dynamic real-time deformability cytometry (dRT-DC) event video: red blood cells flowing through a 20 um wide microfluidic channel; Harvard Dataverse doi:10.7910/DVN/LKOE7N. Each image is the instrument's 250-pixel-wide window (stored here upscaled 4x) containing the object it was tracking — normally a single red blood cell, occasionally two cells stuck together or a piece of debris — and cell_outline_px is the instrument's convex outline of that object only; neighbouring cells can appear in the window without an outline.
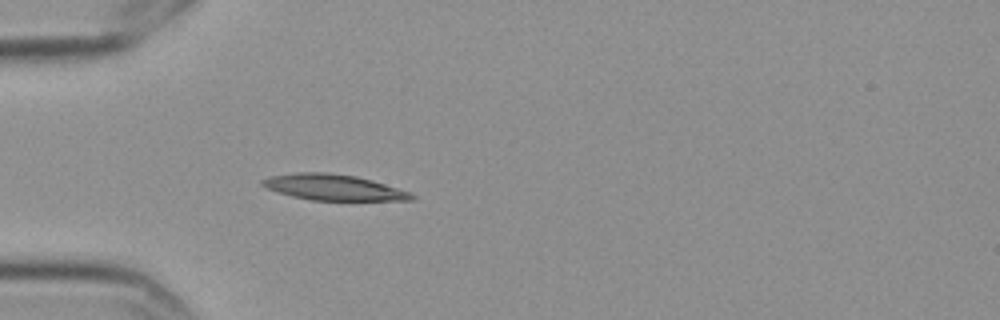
{"species": "Egyptian fruit bat (a non-hibernating species)", "species_latin": "Rousettus aegyptiacus", "temperature_condition": "cold", "stored_images_in_passage": 3, "camera_frame_rate_fps": 3000, "um_per_image_px": 0.085, "frame": {"image": 1, "passage_image": 3, "time_ms": 0.667, "image_size_px": [1000, 320], "cell_outline_px": [[416, 200], [312, 200], [292, 196], [268, 188], [260, 184], [260, 180], [272, 176], [296, 172], [328, 172], [356, 176], [372, 180], [412, 192], [416, 196]], "centroid_in_image_um": [28.4, 15.92], "position_along_channel_um": 56.6, "area_um2": 22.43}}